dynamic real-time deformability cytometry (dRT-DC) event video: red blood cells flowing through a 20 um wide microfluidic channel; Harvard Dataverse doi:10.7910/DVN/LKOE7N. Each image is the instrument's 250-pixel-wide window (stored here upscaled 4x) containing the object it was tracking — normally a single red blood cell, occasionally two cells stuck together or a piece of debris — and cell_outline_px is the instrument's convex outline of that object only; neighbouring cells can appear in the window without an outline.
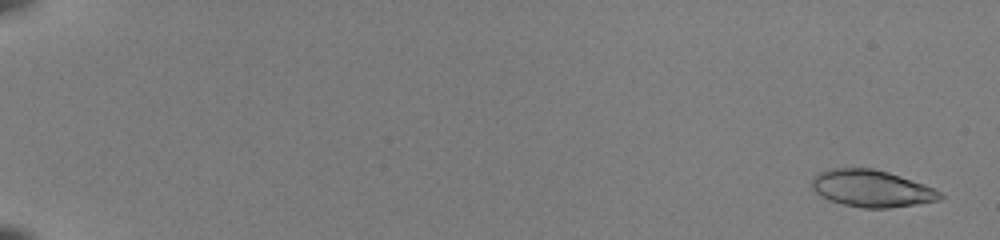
{"species": "common noctule bat (a hibernating species)", "species_latin": "Nyctalus noctula", "temperature_condition": "room temperature", "stored_images_in_passage": 52, "camera_frame_rate_fps": 3000, "um_per_image_px": 0.085, "animal": {"sex": "female", "body_mass_g": 22.0, "forearm_length_mm": 56.7}, "frame": {"image": 1, "passage_image": 1, "time_ms": 0.0, "image_size_px": [1000, 240], "cell_outline_px": [[944, 196], [940, 200], [916, 204], [888, 208], [864, 208], [844, 204], [820, 196], [812, 188], [812, 176], [828, 168], [872, 168], [888, 172], [924, 184], [940, 192]], "centroid_in_image_um": [74.07, 16.01], "position_along_channel_um": 10.9, "area_um2": 27.46}}
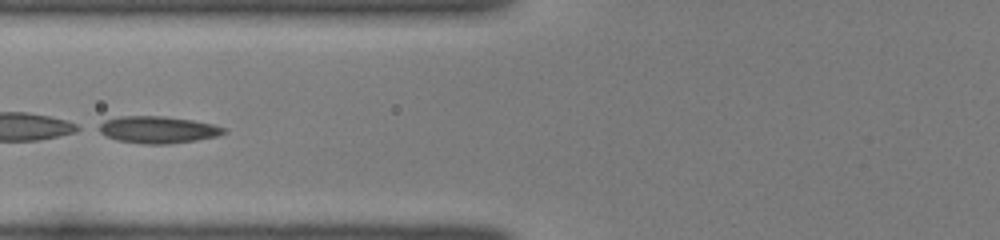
{"frame": {"image": 2, "passage_image": 24, "time_ms": 7.667, "image_size_px": [1000, 240], "cell_outline_px": [[228, 132], [220, 136], [196, 140], [168, 144], [144, 144], [116, 140], [104, 136], [92, 128], [104, 120], [120, 116], [164, 116], [192, 120], [212, 124], [228, 128]], "centroid_in_image_um": [13.37, 11.02], "position_along_channel_um": 112.4, "area_um2": 20.17}}
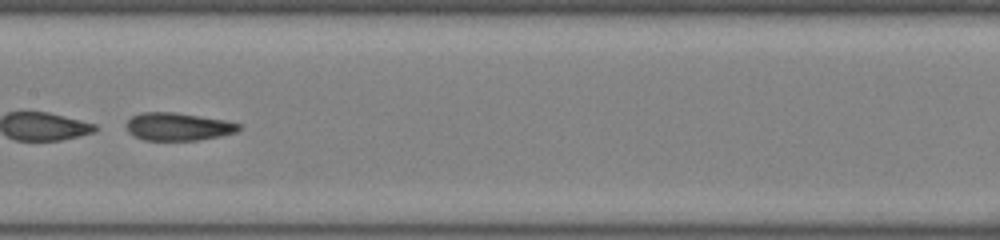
{"frame": {"image": 3, "passage_image": 30, "time_ms": 9.667, "image_size_px": [1000, 240], "cell_outline_px": [[240, 128], [236, 132], [220, 136], [196, 140], [144, 140], [128, 132], [124, 124], [132, 116], [140, 112], [176, 112], [228, 120], [240, 124]], "centroid_in_image_um": [15.12, 10.75], "position_along_channel_um": 192.3, "area_um2": 18.38}, "authors_computed_cell_mechanics": {"area_um2": 26.4724, "velocity_mm_per_s": 4.0078, "shape_relaxation_time_tau1_ms": null, "shape_relaxation_time_tau2_ms": 2.6514, "deformation_change_tau1": null, "deformation_change_tau2": 0.1125}}